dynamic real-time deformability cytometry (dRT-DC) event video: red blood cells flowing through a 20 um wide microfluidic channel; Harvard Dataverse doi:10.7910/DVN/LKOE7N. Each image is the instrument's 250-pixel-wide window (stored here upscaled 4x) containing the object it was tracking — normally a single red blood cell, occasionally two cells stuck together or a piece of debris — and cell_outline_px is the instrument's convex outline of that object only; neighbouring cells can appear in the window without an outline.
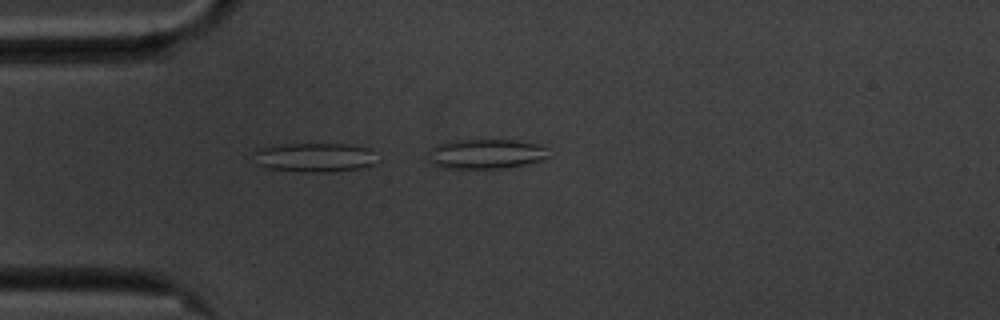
{"species": "common noctule bat (a hibernating species)", "species_latin": "Nyctalus noctula", "temperature_condition": "cold", "stored_images_in_passage": 5, "camera_frame_rate_fps": 3000, "um_per_image_px": 0.085, "animal": {"sex": "male", "body_mass_g": 20.1, "forearm_length_mm": 53.5}, "frame": {"image": 1, "passage_image": 1, "time_ms": 0.0, "image_size_px": [1000, 320], "cell_outline_px": [[380, 160], [372, 164], [356, 168], [332, 172], [304, 172], [268, 168], [256, 164], [252, 152], [252, 148], [272, 144], [348, 144], [368, 148]], "centroid_in_image_um": [26.64, 13.36], "position_along_channel_um": 58.4, "area_um2": 21.39}}